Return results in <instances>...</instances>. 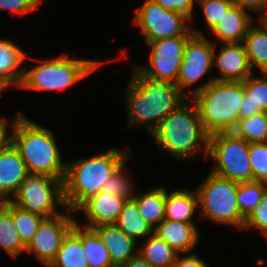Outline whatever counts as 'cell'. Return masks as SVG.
<instances>
[{"mask_svg":"<svg viewBox=\"0 0 267 267\" xmlns=\"http://www.w3.org/2000/svg\"><path fill=\"white\" fill-rule=\"evenodd\" d=\"M43 0H0V9H8L13 14H25L34 11Z\"/></svg>","mask_w":267,"mask_h":267,"instance_id":"37","label":"cell"},{"mask_svg":"<svg viewBox=\"0 0 267 267\" xmlns=\"http://www.w3.org/2000/svg\"><path fill=\"white\" fill-rule=\"evenodd\" d=\"M121 267H152L140 254L135 255Z\"/></svg>","mask_w":267,"mask_h":267,"instance_id":"42","label":"cell"},{"mask_svg":"<svg viewBox=\"0 0 267 267\" xmlns=\"http://www.w3.org/2000/svg\"><path fill=\"white\" fill-rule=\"evenodd\" d=\"M15 198L10 199L18 207L43 215L46 218L58 216L56 206H66L63 197V182L46 175L29 174L20 184Z\"/></svg>","mask_w":267,"mask_h":267,"instance_id":"9","label":"cell"},{"mask_svg":"<svg viewBox=\"0 0 267 267\" xmlns=\"http://www.w3.org/2000/svg\"><path fill=\"white\" fill-rule=\"evenodd\" d=\"M249 158L253 181L267 183V145L264 142L250 143Z\"/></svg>","mask_w":267,"mask_h":267,"instance_id":"33","label":"cell"},{"mask_svg":"<svg viewBox=\"0 0 267 267\" xmlns=\"http://www.w3.org/2000/svg\"><path fill=\"white\" fill-rule=\"evenodd\" d=\"M264 143L267 145V134H266V137H265Z\"/></svg>","mask_w":267,"mask_h":267,"instance_id":"46","label":"cell"},{"mask_svg":"<svg viewBox=\"0 0 267 267\" xmlns=\"http://www.w3.org/2000/svg\"><path fill=\"white\" fill-rule=\"evenodd\" d=\"M115 225L136 241L154 233L153 227L141 217L137 203L132 198L124 203Z\"/></svg>","mask_w":267,"mask_h":267,"instance_id":"26","label":"cell"},{"mask_svg":"<svg viewBox=\"0 0 267 267\" xmlns=\"http://www.w3.org/2000/svg\"><path fill=\"white\" fill-rule=\"evenodd\" d=\"M127 90L126 102L129 124L141 125L151 134L158 124L182 105L188 97L171 82L153 81L133 69Z\"/></svg>","mask_w":267,"mask_h":267,"instance_id":"1","label":"cell"},{"mask_svg":"<svg viewBox=\"0 0 267 267\" xmlns=\"http://www.w3.org/2000/svg\"><path fill=\"white\" fill-rule=\"evenodd\" d=\"M37 61L41 63L31 66L30 70L24 68V76L19 88L38 91L63 90L90 75L104 63L72 59L64 54L57 58Z\"/></svg>","mask_w":267,"mask_h":267,"instance_id":"6","label":"cell"},{"mask_svg":"<svg viewBox=\"0 0 267 267\" xmlns=\"http://www.w3.org/2000/svg\"><path fill=\"white\" fill-rule=\"evenodd\" d=\"M76 222L74 218L67 214L46 218L25 247V252L34 254L47 267L55 258L64 237Z\"/></svg>","mask_w":267,"mask_h":267,"instance_id":"13","label":"cell"},{"mask_svg":"<svg viewBox=\"0 0 267 267\" xmlns=\"http://www.w3.org/2000/svg\"><path fill=\"white\" fill-rule=\"evenodd\" d=\"M130 198H123L100 191L85 200L75 212L82 211L87 217L88 223L79 226L92 229L96 226L115 224L122 211L123 205Z\"/></svg>","mask_w":267,"mask_h":267,"instance_id":"15","label":"cell"},{"mask_svg":"<svg viewBox=\"0 0 267 267\" xmlns=\"http://www.w3.org/2000/svg\"><path fill=\"white\" fill-rule=\"evenodd\" d=\"M47 267H89L83 248V227L77 223L73 226Z\"/></svg>","mask_w":267,"mask_h":267,"instance_id":"20","label":"cell"},{"mask_svg":"<svg viewBox=\"0 0 267 267\" xmlns=\"http://www.w3.org/2000/svg\"><path fill=\"white\" fill-rule=\"evenodd\" d=\"M232 2L245 10H257L262 14L267 11V0H232Z\"/></svg>","mask_w":267,"mask_h":267,"instance_id":"40","label":"cell"},{"mask_svg":"<svg viewBox=\"0 0 267 267\" xmlns=\"http://www.w3.org/2000/svg\"><path fill=\"white\" fill-rule=\"evenodd\" d=\"M243 44L251 70L257 66L261 73H267V30L260 23L251 25L244 37Z\"/></svg>","mask_w":267,"mask_h":267,"instance_id":"25","label":"cell"},{"mask_svg":"<svg viewBox=\"0 0 267 267\" xmlns=\"http://www.w3.org/2000/svg\"><path fill=\"white\" fill-rule=\"evenodd\" d=\"M102 243L108 249L112 264L121 267L138 254L136 240L121 231L115 224L93 227Z\"/></svg>","mask_w":267,"mask_h":267,"instance_id":"17","label":"cell"},{"mask_svg":"<svg viewBox=\"0 0 267 267\" xmlns=\"http://www.w3.org/2000/svg\"><path fill=\"white\" fill-rule=\"evenodd\" d=\"M250 144L233 132L209 136L208 155L216 161L212 173L237 183L253 182Z\"/></svg>","mask_w":267,"mask_h":267,"instance_id":"8","label":"cell"},{"mask_svg":"<svg viewBox=\"0 0 267 267\" xmlns=\"http://www.w3.org/2000/svg\"><path fill=\"white\" fill-rule=\"evenodd\" d=\"M218 52H213V66L218 68L216 81L243 82L252 74L243 42L224 43Z\"/></svg>","mask_w":267,"mask_h":267,"instance_id":"14","label":"cell"},{"mask_svg":"<svg viewBox=\"0 0 267 267\" xmlns=\"http://www.w3.org/2000/svg\"><path fill=\"white\" fill-rule=\"evenodd\" d=\"M199 206L196 190L176 189L171 193L165 189V219L184 223H194L192 217Z\"/></svg>","mask_w":267,"mask_h":267,"instance_id":"21","label":"cell"},{"mask_svg":"<svg viewBox=\"0 0 267 267\" xmlns=\"http://www.w3.org/2000/svg\"><path fill=\"white\" fill-rule=\"evenodd\" d=\"M29 175L18 149L10 142L0 151V199L10 200Z\"/></svg>","mask_w":267,"mask_h":267,"instance_id":"16","label":"cell"},{"mask_svg":"<svg viewBox=\"0 0 267 267\" xmlns=\"http://www.w3.org/2000/svg\"><path fill=\"white\" fill-rule=\"evenodd\" d=\"M162 151L179 160H193L199 152L208 156L209 135L194 103L184 102L170 112L151 133ZM204 144L201 146V142Z\"/></svg>","mask_w":267,"mask_h":267,"instance_id":"5","label":"cell"},{"mask_svg":"<svg viewBox=\"0 0 267 267\" xmlns=\"http://www.w3.org/2000/svg\"><path fill=\"white\" fill-rule=\"evenodd\" d=\"M191 20L185 15L163 9L153 0H145L134 16L145 37V43L177 36H192L194 33L187 23Z\"/></svg>","mask_w":267,"mask_h":267,"instance_id":"10","label":"cell"},{"mask_svg":"<svg viewBox=\"0 0 267 267\" xmlns=\"http://www.w3.org/2000/svg\"><path fill=\"white\" fill-rule=\"evenodd\" d=\"M190 37L177 36L147 43L151 47L148 64L133 68L150 80L176 84L185 46Z\"/></svg>","mask_w":267,"mask_h":267,"instance_id":"11","label":"cell"},{"mask_svg":"<svg viewBox=\"0 0 267 267\" xmlns=\"http://www.w3.org/2000/svg\"><path fill=\"white\" fill-rule=\"evenodd\" d=\"M8 126H10L8 120L0 117V151L11 142V135H7Z\"/></svg>","mask_w":267,"mask_h":267,"instance_id":"41","label":"cell"},{"mask_svg":"<svg viewBox=\"0 0 267 267\" xmlns=\"http://www.w3.org/2000/svg\"><path fill=\"white\" fill-rule=\"evenodd\" d=\"M9 86L7 83H5L1 78H0V96L2 95V91L7 89Z\"/></svg>","mask_w":267,"mask_h":267,"instance_id":"44","label":"cell"},{"mask_svg":"<svg viewBox=\"0 0 267 267\" xmlns=\"http://www.w3.org/2000/svg\"><path fill=\"white\" fill-rule=\"evenodd\" d=\"M257 228L267 239V190L259 204L245 218L243 229Z\"/></svg>","mask_w":267,"mask_h":267,"instance_id":"36","label":"cell"},{"mask_svg":"<svg viewBox=\"0 0 267 267\" xmlns=\"http://www.w3.org/2000/svg\"><path fill=\"white\" fill-rule=\"evenodd\" d=\"M266 190L267 183L265 182L239 183L237 201L240 211L245 218L259 204Z\"/></svg>","mask_w":267,"mask_h":267,"instance_id":"32","label":"cell"},{"mask_svg":"<svg viewBox=\"0 0 267 267\" xmlns=\"http://www.w3.org/2000/svg\"><path fill=\"white\" fill-rule=\"evenodd\" d=\"M259 21L265 27V29L267 30V11L264 12V14L259 16Z\"/></svg>","mask_w":267,"mask_h":267,"instance_id":"43","label":"cell"},{"mask_svg":"<svg viewBox=\"0 0 267 267\" xmlns=\"http://www.w3.org/2000/svg\"><path fill=\"white\" fill-rule=\"evenodd\" d=\"M172 267H208L196 253H188V256L180 258L179 254Z\"/></svg>","mask_w":267,"mask_h":267,"instance_id":"39","label":"cell"},{"mask_svg":"<svg viewBox=\"0 0 267 267\" xmlns=\"http://www.w3.org/2000/svg\"><path fill=\"white\" fill-rule=\"evenodd\" d=\"M124 164H122L117 171L105 182L102 191L112 194L114 196H119L123 198H131L133 196V190L131 185V180L123 170ZM127 175V176H126Z\"/></svg>","mask_w":267,"mask_h":267,"instance_id":"34","label":"cell"},{"mask_svg":"<svg viewBox=\"0 0 267 267\" xmlns=\"http://www.w3.org/2000/svg\"><path fill=\"white\" fill-rule=\"evenodd\" d=\"M233 133L249 144L264 142L267 134V112L239 119Z\"/></svg>","mask_w":267,"mask_h":267,"instance_id":"30","label":"cell"},{"mask_svg":"<svg viewBox=\"0 0 267 267\" xmlns=\"http://www.w3.org/2000/svg\"><path fill=\"white\" fill-rule=\"evenodd\" d=\"M248 11L233 4L219 21L210 30L223 43L243 42L248 28L252 25L253 19Z\"/></svg>","mask_w":267,"mask_h":267,"instance_id":"19","label":"cell"},{"mask_svg":"<svg viewBox=\"0 0 267 267\" xmlns=\"http://www.w3.org/2000/svg\"><path fill=\"white\" fill-rule=\"evenodd\" d=\"M128 154L115 147L88 158L66 162L63 197L68 212L76 211L85 200L102 191L105 182L128 161Z\"/></svg>","mask_w":267,"mask_h":267,"instance_id":"2","label":"cell"},{"mask_svg":"<svg viewBox=\"0 0 267 267\" xmlns=\"http://www.w3.org/2000/svg\"><path fill=\"white\" fill-rule=\"evenodd\" d=\"M263 77L248 76L242 83L244 96L239 112V119L250 117L254 114L267 112V73Z\"/></svg>","mask_w":267,"mask_h":267,"instance_id":"22","label":"cell"},{"mask_svg":"<svg viewBox=\"0 0 267 267\" xmlns=\"http://www.w3.org/2000/svg\"><path fill=\"white\" fill-rule=\"evenodd\" d=\"M11 142L20 152L29 174L64 181L67 163L62 162L55 135L19 114L12 120Z\"/></svg>","mask_w":267,"mask_h":267,"instance_id":"3","label":"cell"},{"mask_svg":"<svg viewBox=\"0 0 267 267\" xmlns=\"http://www.w3.org/2000/svg\"><path fill=\"white\" fill-rule=\"evenodd\" d=\"M0 246L12 258L20 256L26 247L16 231L12 214L6 208L0 212Z\"/></svg>","mask_w":267,"mask_h":267,"instance_id":"29","label":"cell"},{"mask_svg":"<svg viewBox=\"0 0 267 267\" xmlns=\"http://www.w3.org/2000/svg\"><path fill=\"white\" fill-rule=\"evenodd\" d=\"M163 9L178 12L185 15L192 21L193 7L195 0H153Z\"/></svg>","mask_w":267,"mask_h":267,"instance_id":"38","label":"cell"},{"mask_svg":"<svg viewBox=\"0 0 267 267\" xmlns=\"http://www.w3.org/2000/svg\"><path fill=\"white\" fill-rule=\"evenodd\" d=\"M25 58L28 56L15 43L0 38V78L5 83L20 87L24 68L21 69L19 66Z\"/></svg>","mask_w":267,"mask_h":267,"instance_id":"23","label":"cell"},{"mask_svg":"<svg viewBox=\"0 0 267 267\" xmlns=\"http://www.w3.org/2000/svg\"><path fill=\"white\" fill-rule=\"evenodd\" d=\"M6 207V200L0 199V212Z\"/></svg>","mask_w":267,"mask_h":267,"instance_id":"45","label":"cell"},{"mask_svg":"<svg viewBox=\"0 0 267 267\" xmlns=\"http://www.w3.org/2000/svg\"><path fill=\"white\" fill-rule=\"evenodd\" d=\"M192 31L194 34L188 39L185 46L176 80V85L187 97H190V94L184 90L200 80L213 67V52L217 45L208 40L200 31L195 29Z\"/></svg>","mask_w":267,"mask_h":267,"instance_id":"12","label":"cell"},{"mask_svg":"<svg viewBox=\"0 0 267 267\" xmlns=\"http://www.w3.org/2000/svg\"><path fill=\"white\" fill-rule=\"evenodd\" d=\"M131 198L137 203L141 217L153 229L165 219V188L158 187L138 195L134 194Z\"/></svg>","mask_w":267,"mask_h":267,"instance_id":"24","label":"cell"},{"mask_svg":"<svg viewBox=\"0 0 267 267\" xmlns=\"http://www.w3.org/2000/svg\"><path fill=\"white\" fill-rule=\"evenodd\" d=\"M209 29H213L227 10L234 4L232 0H197Z\"/></svg>","mask_w":267,"mask_h":267,"instance_id":"35","label":"cell"},{"mask_svg":"<svg viewBox=\"0 0 267 267\" xmlns=\"http://www.w3.org/2000/svg\"><path fill=\"white\" fill-rule=\"evenodd\" d=\"M195 223H184L164 219L154 233L167 242L177 253L193 252V248L199 241V231Z\"/></svg>","mask_w":267,"mask_h":267,"instance_id":"18","label":"cell"},{"mask_svg":"<svg viewBox=\"0 0 267 267\" xmlns=\"http://www.w3.org/2000/svg\"><path fill=\"white\" fill-rule=\"evenodd\" d=\"M140 254L152 267H172L178 253L155 233L148 236L140 248Z\"/></svg>","mask_w":267,"mask_h":267,"instance_id":"27","label":"cell"},{"mask_svg":"<svg viewBox=\"0 0 267 267\" xmlns=\"http://www.w3.org/2000/svg\"><path fill=\"white\" fill-rule=\"evenodd\" d=\"M238 187L239 183L210 172L196 189L202 210L201 217L214 223L229 224L243 229L245 217L237 201Z\"/></svg>","mask_w":267,"mask_h":267,"instance_id":"7","label":"cell"},{"mask_svg":"<svg viewBox=\"0 0 267 267\" xmlns=\"http://www.w3.org/2000/svg\"><path fill=\"white\" fill-rule=\"evenodd\" d=\"M5 208L13 216L16 231L19 234L21 242L27 246L46 217L41 214L31 212L30 210L22 209L10 200L6 201Z\"/></svg>","mask_w":267,"mask_h":267,"instance_id":"28","label":"cell"},{"mask_svg":"<svg viewBox=\"0 0 267 267\" xmlns=\"http://www.w3.org/2000/svg\"><path fill=\"white\" fill-rule=\"evenodd\" d=\"M83 248L89 267H115L108 249L92 229L83 227Z\"/></svg>","mask_w":267,"mask_h":267,"instance_id":"31","label":"cell"},{"mask_svg":"<svg viewBox=\"0 0 267 267\" xmlns=\"http://www.w3.org/2000/svg\"><path fill=\"white\" fill-rule=\"evenodd\" d=\"M190 93L209 136L234 131L244 96L242 82L216 81L213 77Z\"/></svg>","mask_w":267,"mask_h":267,"instance_id":"4","label":"cell"}]
</instances>
